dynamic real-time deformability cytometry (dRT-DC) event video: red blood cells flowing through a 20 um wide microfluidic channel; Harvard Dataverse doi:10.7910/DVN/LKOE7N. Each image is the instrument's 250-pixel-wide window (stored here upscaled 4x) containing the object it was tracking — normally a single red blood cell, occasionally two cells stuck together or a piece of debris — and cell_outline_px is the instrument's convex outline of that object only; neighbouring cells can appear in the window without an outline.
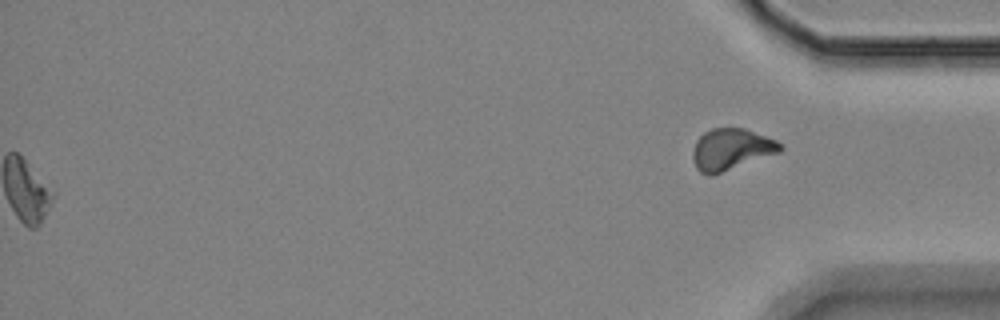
{"species": "Egyptian fruit bat (a non-hibernating species)", "species_latin": "Rousettus aegyptiacus", "temperature_condition": "room temperature", "stored_images_in_passage": 44, "segment_of_instrument_passage": [2, 2], "camera_frame_rate_fps": 3000, "um_per_image_px": 0.085, "animal": {"sex": "female"}, "frame": {"image": 1, "passage_image": 44, "time_ms": 14.333, "image_size_px": [1000, 320], "cell_outline_px": [[784, 148], [780, 152], [720, 172], [700, 172], [696, 168], [692, 156], [692, 152], [696, 140], [704, 132], [712, 128], [744, 128], [776, 140], [784, 144]], "centroid_in_image_um": [62.17, 12.65], "position_along_channel_um": 373.0, "area_um2": 20.63}}